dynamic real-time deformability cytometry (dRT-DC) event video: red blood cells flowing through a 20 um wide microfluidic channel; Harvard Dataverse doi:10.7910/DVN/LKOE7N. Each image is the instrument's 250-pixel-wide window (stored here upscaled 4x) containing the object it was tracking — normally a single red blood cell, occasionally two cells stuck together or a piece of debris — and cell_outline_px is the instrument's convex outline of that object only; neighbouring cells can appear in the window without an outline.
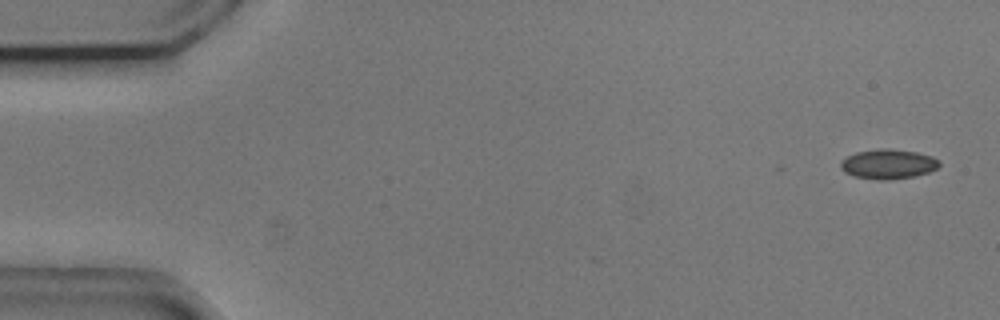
{"species": "common noctule bat (a hibernating species)", "species_latin": "Nyctalus noctula", "temperature_condition": "cold", "stored_images_in_passage": 46, "camera_frame_rate_fps": 3000, "um_per_image_px": 0.085, "animal": {"sex": "male", "body_mass_g": 20.5, "forearm_length_mm": 52.5}, "frame": {"image": 1, "passage_image": 2, "time_ms": 0.333, "image_size_px": [1000, 320], "cell_outline_px": [[940, 164], [936, 168], [928, 172], [912, 176], [888, 180], [880, 180], [856, 176], [844, 172], [840, 168], [840, 160], [856, 152], [880, 148], [888, 148], [916, 152], [932, 156], [940, 160]], "centroid_in_image_um": [75.48, 13.93], "position_along_channel_um": 9.5, "area_um2": 16.99}}
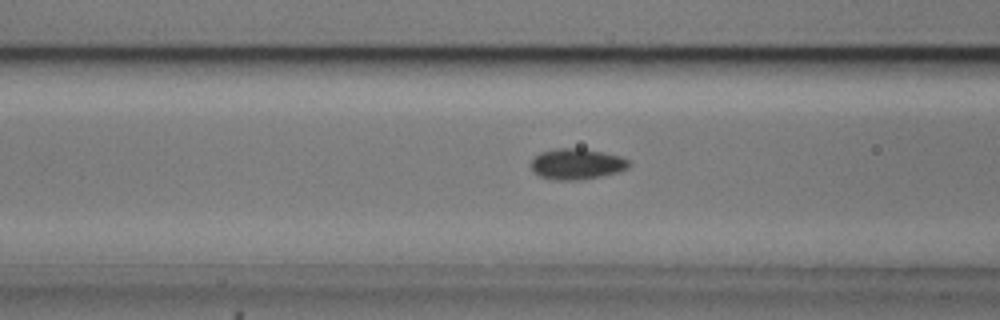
{"frame": {"image": 2, "passage_image": 21, "time_ms": 6.667, "image_size_px": [1000, 320], "cell_outline_px": [[628, 168], [620, 172], [600, 176], [576, 180], [556, 180], [540, 176], [532, 168], [532, 160], [540, 152], [556, 148], [584, 148], [604, 152], [620, 156], [628, 160]], "centroid_in_image_um": [49.04, 13.92], "position_along_channel_um": 117.6, "area_um2": 17.46}}
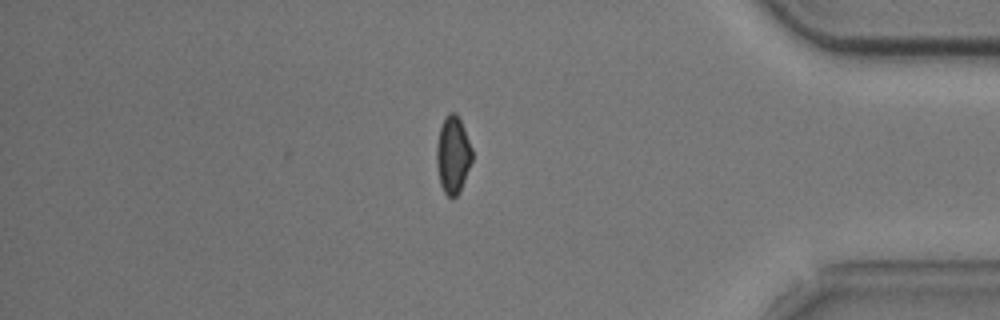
{"frame": {"image": 3, "passage_image": 46, "time_ms": 15.0, "image_size_px": [1000, 320], "cell_outline_px": [[472, 160], [460, 192], [456, 196], [448, 196], [444, 192], [440, 184], [436, 164], [436, 148], [440, 128], [448, 112], [456, 112], [460, 120], [472, 148]], "centroid_in_image_um": [38.49, 13.17], "position_along_channel_um": 396.7, "area_um2": 15.9}, "authors_computed_cell_mechanics": {"area_um2": 16.8198, "velocity_mm_per_s": 3.7212, "shape_relaxation_time_tau1_ms": 2.1325, "shape_relaxation_time_tau2_ms": 3.2423, "deformation_change_tau1": 0.0678, "deformation_change_tau2": 0.056}}